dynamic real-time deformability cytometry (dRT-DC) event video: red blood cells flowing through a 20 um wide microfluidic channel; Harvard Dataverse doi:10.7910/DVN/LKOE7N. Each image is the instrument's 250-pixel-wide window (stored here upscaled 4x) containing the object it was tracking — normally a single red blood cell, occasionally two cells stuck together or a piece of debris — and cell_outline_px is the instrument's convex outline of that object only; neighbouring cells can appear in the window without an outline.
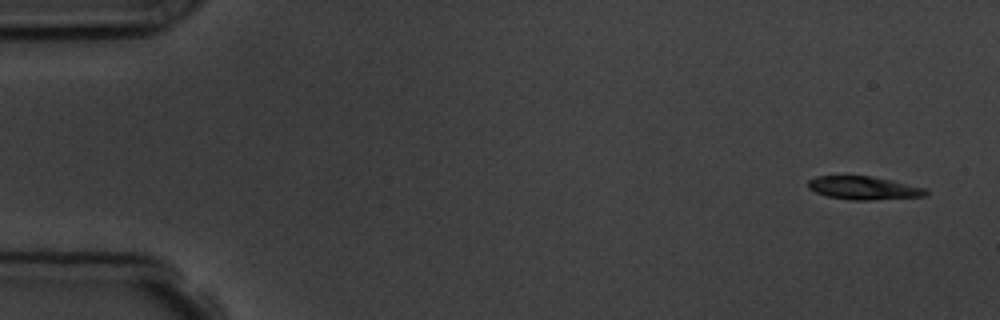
{"species": "common noctule bat (a hibernating species)", "species_latin": "Nyctalus noctula", "temperature_condition": "room temperature", "stored_images_in_passage": 6, "camera_frame_rate_fps": 3000, "um_per_image_px": 0.085, "animal": {"sex": "male", "body_mass_g": 19.5, "forearm_length_mm": 54.6}, "frame": {"image": 1, "passage_image": 1, "time_ms": 0.0, "image_size_px": [1000, 320], "cell_outline_px": [[928, 192], [924, 196], [872, 200], [852, 200], [828, 196], [816, 192], [808, 188], [808, 180], [816, 176], [872, 176], [892, 180], [924, 188]], "centroid_in_image_um": [73.39, 15.97], "position_along_channel_um": 11.6, "area_um2": 15.78}}
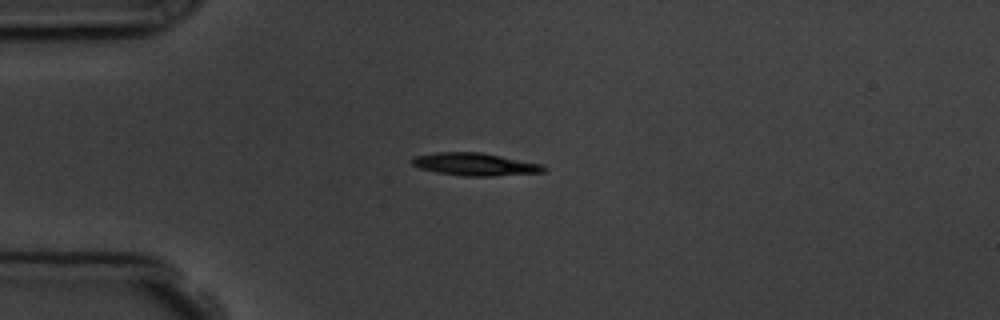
{"frame": {"image": 2, "passage_image": 4, "time_ms": 3.667, "image_size_px": [1000, 320], "cell_outline_px": [[548, 168], [544, 172], [492, 176], [464, 176], [436, 172], [420, 168], [412, 164], [412, 160], [416, 156], [436, 152], [480, 152], [544, 164]], "centroid_in_image_um": [40.43, 13.96], "position_along_channel_um": 44.6, "area_um2": 17.34}}